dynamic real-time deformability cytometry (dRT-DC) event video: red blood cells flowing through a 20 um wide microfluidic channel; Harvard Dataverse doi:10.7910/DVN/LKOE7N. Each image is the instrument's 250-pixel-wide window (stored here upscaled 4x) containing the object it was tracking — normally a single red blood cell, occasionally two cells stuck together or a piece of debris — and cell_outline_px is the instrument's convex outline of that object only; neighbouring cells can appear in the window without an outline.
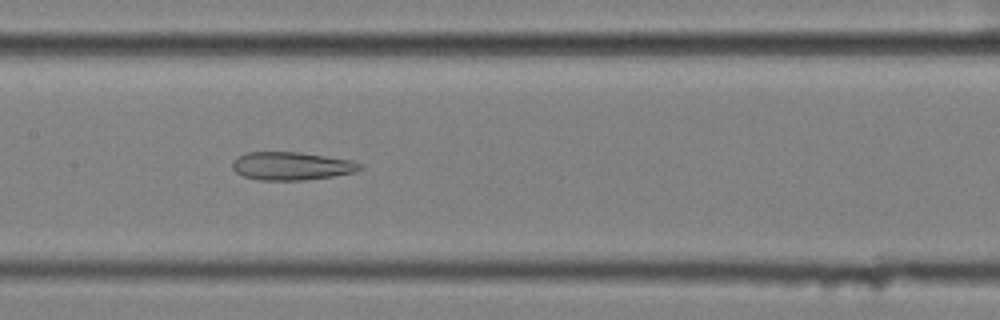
{"species": "common noctule bat (a hibernating species)", "species_latin": "Nyctalus noctula", "temperature_condition": "cold", "stored_images_in_passage": 52, "camera_frame_rate_fps": 3000, "um_per_image_px": 0.085, "animal": {"sex": "female", "body_mass_g": 25.1}, "frame": {"image": 1, "passage_image": 25, "time_ms": 8.0, "image_size_px": [1000, 320], "cell_outline_px": [[364, 168], [352, 172], [332, 176], [304, 180], [260, 180], [244, 176], [236, 172], [232, 168], [232, 160], [236, 156], [248, 152], [300, 152], [356, 160]], "centroid_in_image_um": [24.78, 14.09], "position_along_channel_um": 182.6, "area_um2": 21.04}}
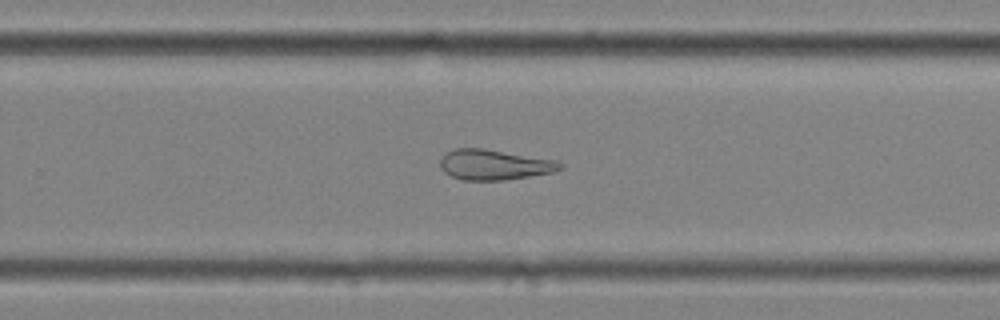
{"frame": {"image": 2, "passage_image": 34, "time_ms": 11.0, "image_size_px": [1000, 320], "cell_outline_px": [[564, 164], [560, 168], [552, 172], [504, 180], [464, 180], [452, 176], [444, 172], [440, 164], [440, 160], [444, 152], [456, 148], [484, 148], [552, 160]], "centroid_in_image_um": [41.93, 13.99], "position_along_channel_um": 287.9, "area_um2": 20.87}}
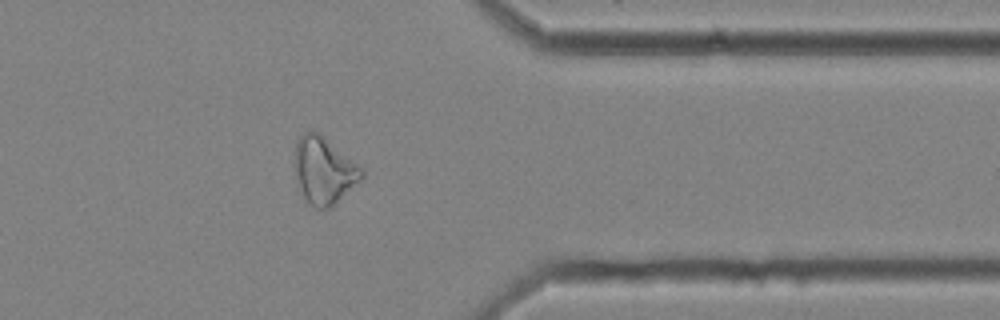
{"frame": {"image": 3, "passage_image": 43, "time_ms": 14.0, "image_size_px": [1000, 320], "cell_outline_px": [[364, 176], [332, 208], [316, 208], [308, 204], [300, 188], [296, 176], [296, 140], [304, 132], [320, 132], [364, 168]], "centroid_in_image_um": [27.58, 14.49], "position_along_channel_um": 383.8, "area_um2": 26.13}, "authors_computed_cell_mechanics": {"area_um2": 26.0678, "velocity_mm_per_s": 3.5137, "shape_relaxation_time_tau1_ms": null, "shape_relaxation_time_tau2_ms": 5.533, "deformation_change_tau1": null, "deformation_change_tau2": 0.1744}}